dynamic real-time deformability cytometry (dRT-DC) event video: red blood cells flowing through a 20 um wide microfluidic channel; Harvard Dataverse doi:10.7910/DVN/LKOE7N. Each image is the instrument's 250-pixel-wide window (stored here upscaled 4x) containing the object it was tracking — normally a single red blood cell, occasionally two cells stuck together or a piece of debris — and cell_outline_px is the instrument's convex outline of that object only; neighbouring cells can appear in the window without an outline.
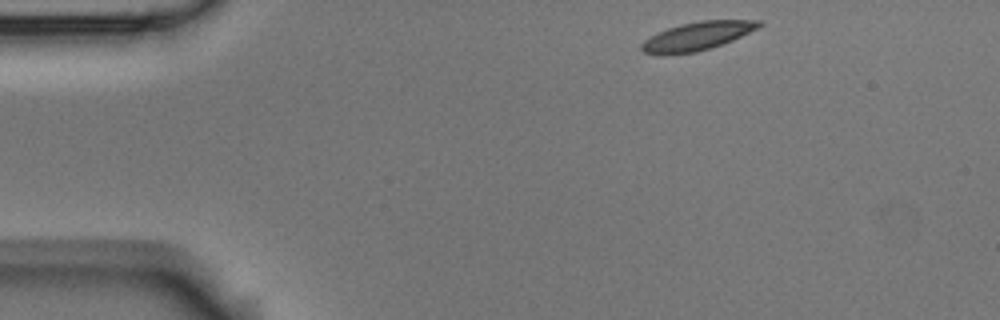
{"species": "Egyptian fruit bat (a non-hibernating species)", "species_latin": "Rousettus aegyptiacus", "temperature_condition": "room temperature", "stored_images_in_passage": 3, "camera_frame_rate_fps": 3000, "um_per_image_px": 0.085, "animal": {"sex": "male"}, "frame": {"image": 1, "passage_image": 1, "time_ms": 0.0, "image_size_px": [1000, 320], "cell_outline_px": [[764, 24], [732, 40], [696, 52], [664, 56], [656, 56], [644, 52], [640, 48], [640, 44], [644, 40], [668, 28], [680, 24], [700, 20], [760, 20]], "centroid_in_image_um": [59.19, 3.09], "position_along_channel_um": 25.8, "area_um2": 19.36}}